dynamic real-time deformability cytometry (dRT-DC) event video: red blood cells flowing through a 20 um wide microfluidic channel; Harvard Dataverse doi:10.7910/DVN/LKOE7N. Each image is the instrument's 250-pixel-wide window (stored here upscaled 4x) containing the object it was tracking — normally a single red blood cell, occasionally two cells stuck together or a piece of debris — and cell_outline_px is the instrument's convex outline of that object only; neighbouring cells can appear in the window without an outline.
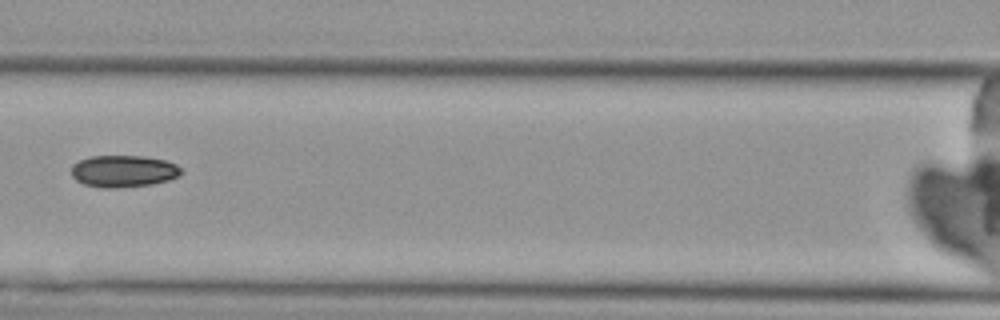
{"species": "Egyptian fruit bat (a non-hibernating species)", "species_latin": "Rousettus aegyptiacus", "temperature_condition": "cold", "stored_images_in_passage": 7, "camera_frame_rate_fps": 3000, "um_per_image_px": 0.085, "animal": {"sex": "female"}, "frame": {"image": 1, "passage_image": 7, "time_ms": 7.0, "image_size_px": [1000, 320], "cell_outline_px": [[180, 176], [168, 180], [152, 184], [112, 188], [104, 188], [84, 184], [76, 180], [72, 176], [72, 164], [88, 156], [140, 156], [164, 160], [176, 164], [180, 168]], "centroid_in_image_um": [10.47, 14.55], "position_along_channel_um": 156.1, "area_um2": 20.29}}